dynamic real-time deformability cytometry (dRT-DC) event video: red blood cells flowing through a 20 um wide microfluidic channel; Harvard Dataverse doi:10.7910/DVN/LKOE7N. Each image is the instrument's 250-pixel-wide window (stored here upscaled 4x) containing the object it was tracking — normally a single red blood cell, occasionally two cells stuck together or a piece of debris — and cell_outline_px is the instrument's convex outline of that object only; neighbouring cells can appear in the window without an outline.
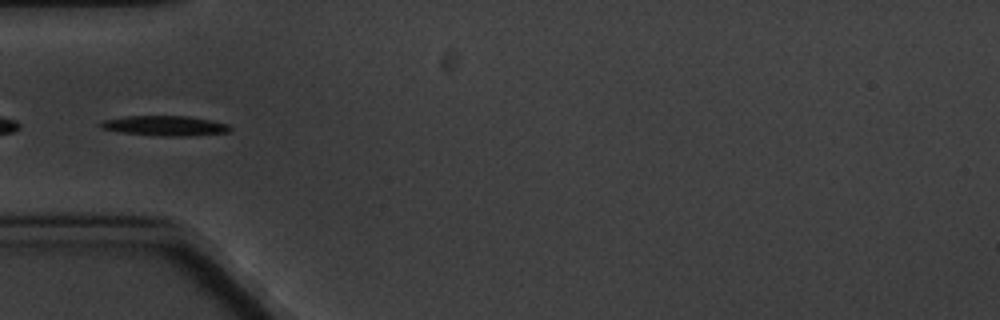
{"species": "common noctule bat (a hibernating species)", "species_latin": "Nyctalus noctula", "temperature_condition": "cold", "stored_images_in_passage": 9, "segment_of_instrument_passage": [2, 2], "camera_frame_rate_fps": 3000, "um_per_image_px": 0.085, "animal": {"sex": "male", "body_mass_g": 20.1, "forearm_length_mm": 53.5}, "frame": {"image": 1, "passage_image": 6, "time_ms": 6.0, "image_size_px": [1000, 320], "cell_outline_px": [[232, 128], [228, 132], [192, 136], [160, 136], [116, 132], [100, 128], [96, 124], [104, 120], [124, 116], [188, 116], [212, 120], [228, 124]], "centroid_in_image_um": [13.98, 10.69], "position_along_channel_um": 71.0, "area_um2": 15.37}}
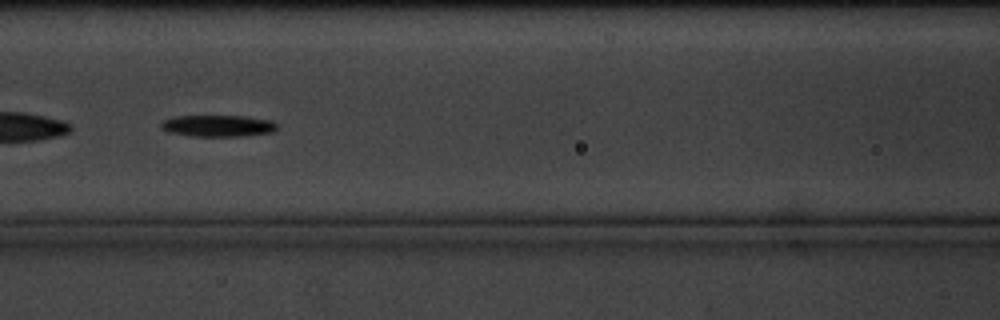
{"frame": {"image": 2, "passage_image": 8, "time_ms": 8.333, "image_size_px": [1000, 320], "cell_outline_px": [[280, 124], [272, 132], [244, 136], [192, 136], [168, 132], [160, 128], [160, 124], [164, 120], [176, 116], [244, 116], [272, 120]], "centroid_in_image_um": [18.55, 10.69], "position_along_channel_um": 148.1, "area_um2": 14.68}}